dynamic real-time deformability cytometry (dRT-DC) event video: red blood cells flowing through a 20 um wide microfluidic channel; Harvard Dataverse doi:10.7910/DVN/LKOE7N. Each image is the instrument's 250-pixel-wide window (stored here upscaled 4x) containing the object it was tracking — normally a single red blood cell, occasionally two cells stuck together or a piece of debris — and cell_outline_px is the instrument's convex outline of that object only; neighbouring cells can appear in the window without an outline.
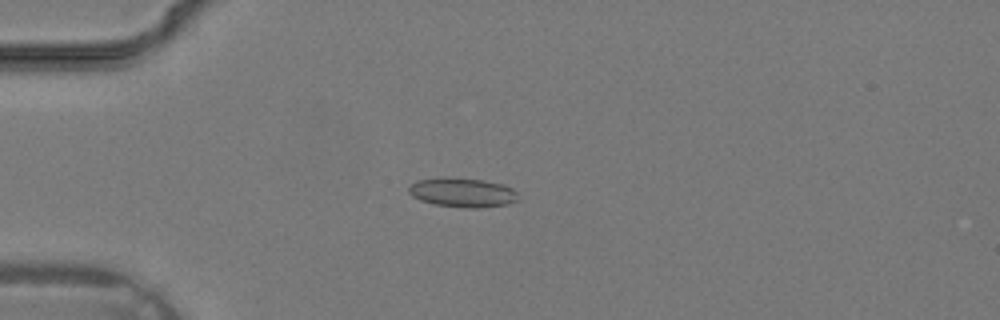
{"species": "common noctule bat (a hibernating species)", "species_latin": "Nyctalus noctula", "temperature_condition": "warm", "stored_images_in_passage": 20, "camera_frame_rate_fps": 3000, "um_per_image_px": 0.085, "animal": {"sex": "male", "body_mass_g": 19.2, "forearm_length_mm": 51.8}, "frame": {"image": 1, "passage_image": 5, "time_ms": 1.333, "image_size_px": [1000, 320], "cell_outline_px": [[516, 200], [508, 204], [480, 208], [468, 208], [436, 204], [420, 200], [412, 196], [408, 192], [408, 188], [416, 180], [444, 176], [448, 176], [484, 180], [504, 184], [512, 188], [516, 192]], "centroid_in_image_um": [39.28, 16.34], "position_along_channel_um": 45.7, "area_um2": 18.84}}
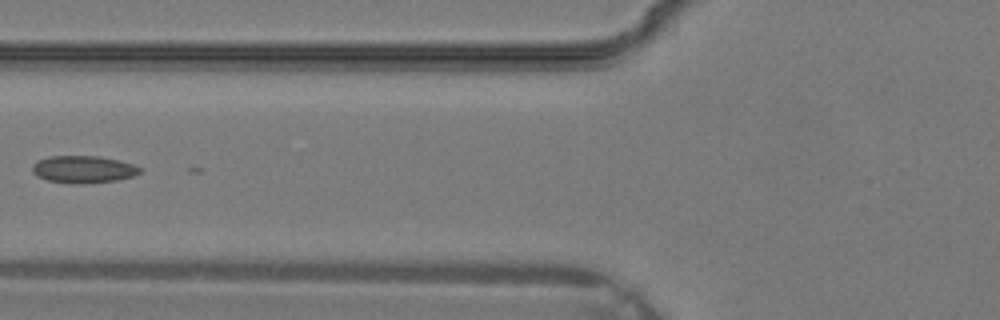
{"frame": {"image": 2, "passage_image": 10, "time_ms": 3.0, "image_size_px": [1000, 320], "cell_outline_px": [[144, 168], [140, 172], [132, 176], [116, 180], [80, 184], [76, 184], [48, 180], [36, 176], [32, 172], [32, 164], [36, 160], [48, 156], [100, 156], [120, 160]], "centroid_in_image_um": [7.06, 14.38], "position_along_channel_um": 118.7, "area_um2": 17.22}}
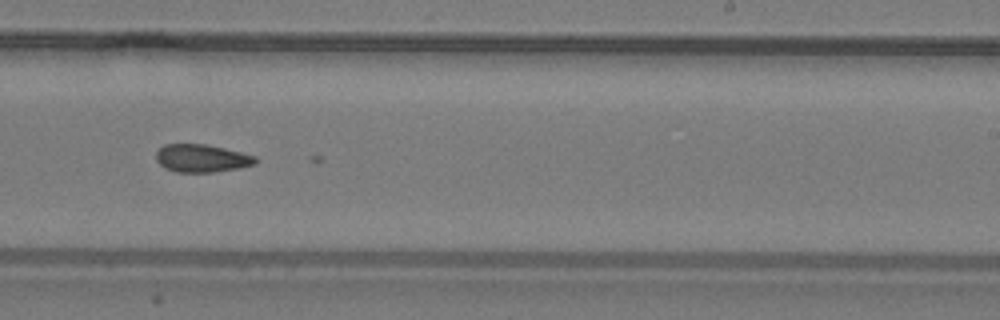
{"frame": {"image": 3, "passage_image": 18, "time_ms": 5.667, "image_size_px": [1000, 320], "cell_outline_px": [[256, 164], [236, 168], [212, 172], [176, 172], [160, 164], [156, 160], [156, 152], [164, 144], [208, 144], [256, 156]], "centroid_in_image_um": [17.14, 13.44], "position_along_channel_um": 271.9, "area_um2": 15.95}}